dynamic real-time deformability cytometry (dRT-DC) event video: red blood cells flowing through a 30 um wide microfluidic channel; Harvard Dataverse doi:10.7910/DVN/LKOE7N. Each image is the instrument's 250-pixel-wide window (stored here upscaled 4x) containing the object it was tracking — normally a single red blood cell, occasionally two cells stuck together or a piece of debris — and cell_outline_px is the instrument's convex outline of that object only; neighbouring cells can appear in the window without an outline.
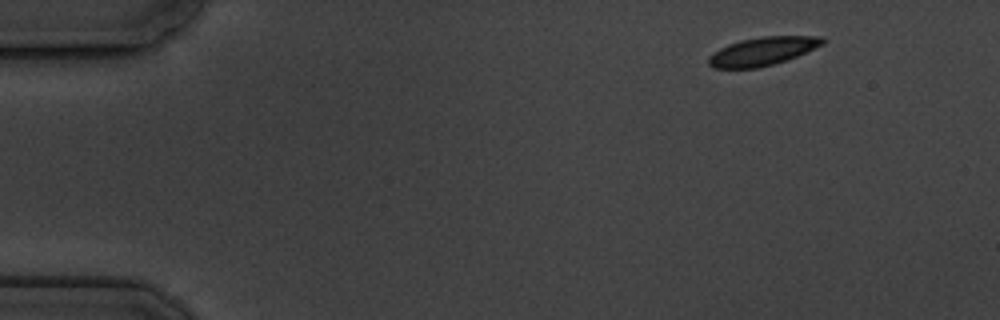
{"species": "common noctule bat (a hibernating species)", "species_latin": "Nyctalus noctula", "temperature_condition": "cold", "stored_images_in_passage": 4, "camera_frame_rate_fps": 3000, "um_per_image_px": 0.085, "animal": {"sex": "male", "body_mass_g": 19.5, "forearm_length_mm": 54.6}, "frame": {"image": 1, "passage_image": 1, "time_ms": 0.0, "image_size_px": [1000, 320], "cell_outline_px": [[828, 40], [824, 44], [796, 56], [772, 64], [756, 68], [712, 68], [708, 64], [708, 56], [720, 48], [728, 44], [740, 40], [764, 36], [824, 36]], "centroid_in_image_um": [64.82, 4.34], "position_along_channel_um": 20.2, "area_um2": 18.79}}
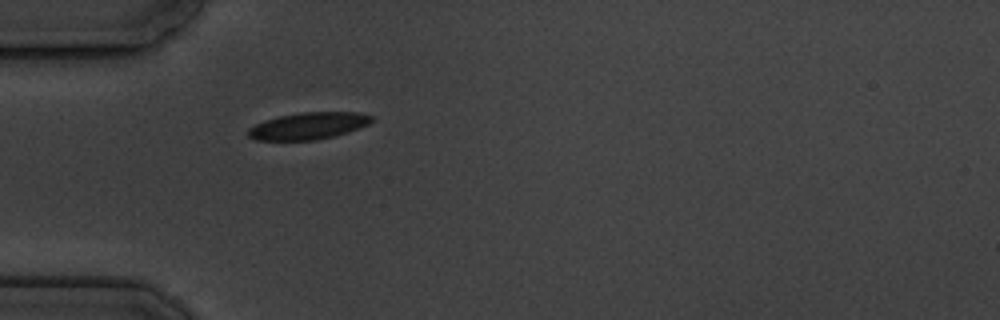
{"frame": {"image": 2, "passage_image": 4, "time_ms": 3.667, "image_size_px": [1000, 320], "cell_outline_px": [[376, 120], [368, 124], [332, 136], [316, 140], [256, 140], [248, 136], [248, 128], [264, 120], [280, 116], [300, 112], [360, 112], [372, 116]], "centroid_in_image_um": [26.2, 10.69], "position_along_channel_um": 58.8, "area_um2": 19.19}}